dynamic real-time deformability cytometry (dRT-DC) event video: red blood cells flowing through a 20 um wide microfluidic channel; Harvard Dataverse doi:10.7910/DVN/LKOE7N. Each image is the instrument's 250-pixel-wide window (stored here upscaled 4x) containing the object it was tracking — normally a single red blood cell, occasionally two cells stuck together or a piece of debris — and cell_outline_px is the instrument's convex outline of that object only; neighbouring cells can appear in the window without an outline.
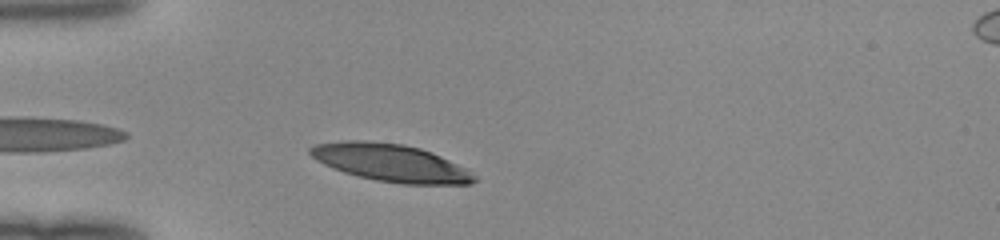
{"species": "human", "species_latin": "Homo sapiens", "temperature_condition": "room temperature", "stored_images_in_passage": 29, "camera_frame_rate_fps": 3000, "um_per_image_px": 0.085, "donor": {"sex": "female"}, "frame": {"image": 1, "passage_image": 2, "time_ms": 0.333, "image_size_px": [1000, 240], "cell_outline_px": [[476, 180], [472, 184], [404, 184], [376, 180], [344, 172], [332, 168], [316, 160], [308, 152], [308, 148], [316, 144], [344, 140], [368, 140], [404, 144], [420, 148], [432, 152], [468, 168], [476, 176]], "centroid_in_image_um": [33.24, 13.83], "position_along_channel_um": 51.8, "area_um2": 36.07}}
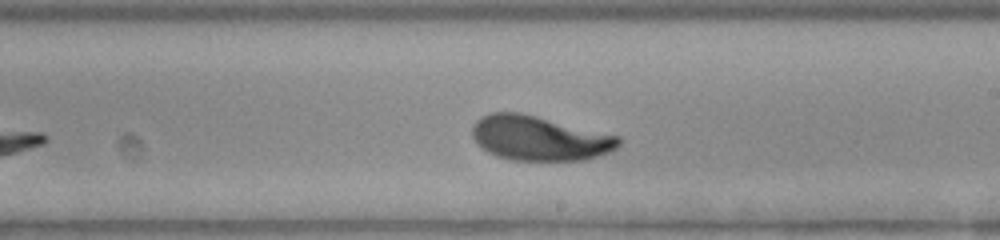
{"frame": {"image": 2, "passage_image": 17, "time_ms": 5.333, "image_size_px": [1000, 240], "cell_outline_px": [[620, 144], [616, 148], [608, 152], [584, 160], [512, 160], [496, 156], [480, 148], [476, 144], [472, 136], [472, 124], [480, 116], [492, 112], [520, 112], [620, 136]], "centroid_in_image_um": [45.79, 11.74], "position_along_channel_um": 243.2, "area_um2": 38.21}}
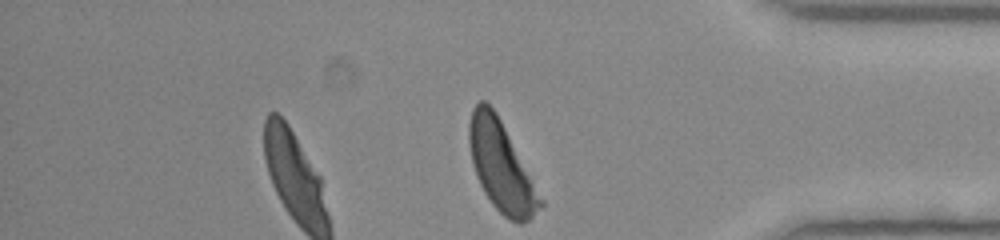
{"frame": {"image": 3, "passage_image": 29, "time_ms": 9.333, "image_size_px": [1000, 240], "cell_outline_px": [[544, 204], [528, 220], [520, 224], [516, 224], [504, 216], [492, 204], [484, 192], [476, 176], [472, 164], [468, 140], [468, 124], [472, 108], [480, 100], [484, 100], [496, 112], [544, 200]], "centroid_in_image_um": [42.58, 14.16], "position_along_channel_um": 392.6, "area_um2": 36.93}}